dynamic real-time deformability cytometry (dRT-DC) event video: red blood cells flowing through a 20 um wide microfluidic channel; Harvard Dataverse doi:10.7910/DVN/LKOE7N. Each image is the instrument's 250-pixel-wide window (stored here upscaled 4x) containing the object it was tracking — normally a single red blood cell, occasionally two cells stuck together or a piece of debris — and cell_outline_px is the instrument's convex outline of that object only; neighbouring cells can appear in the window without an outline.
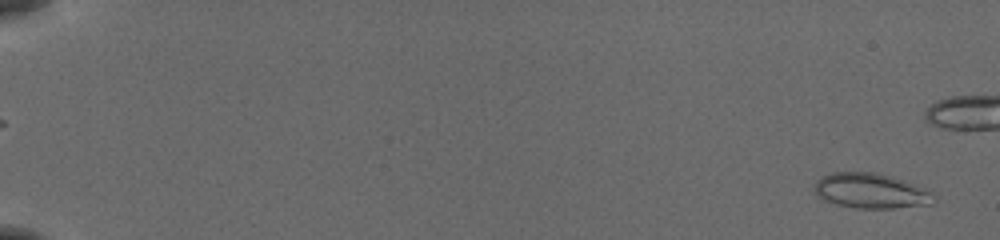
{"species": "common noctule bat (a hibernating species)", "species_latin": "Nyctalus noctula", "temperature_condition": "cold", "stored_images_in_passage": 45, "camera_frame_rate_fps": 3000, "um_per_image_px": 0.085, "animal": {"sex": "female", "body_mass_g": 19.5, "forearm_length_mm": 54.1}, "frame": {"image": 1, "passage_image": 1, "time_ms": 0.0, "image_size_px": [1000, 240], "cell_outline_px": [[936, 200], [928, 204], [892, 208], [856, 208], [836, 204], [824, 200], [816, 192], [816, 184], [824, 176], [832, 172], [876, 172], [924, 188]], "centroid_in_image_um": [74.0, 16.23], "position_along_channel_um": 11.0, "area_um2": 23.58}}
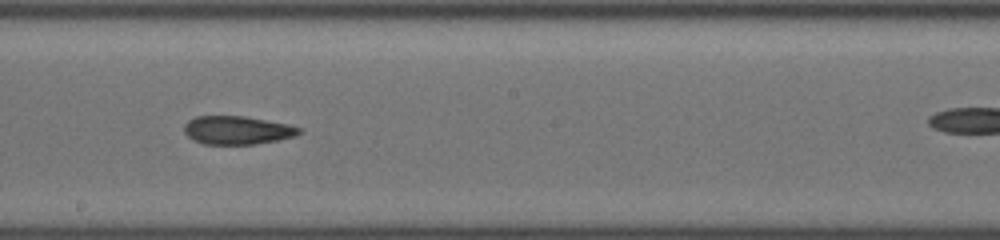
{"frame": {"image": 2, "passage_image": 32, "time_ms": 10.333, "image_size_px": [1000, 240], "cell_outline_px": [[300, 132], [296, 136], [256, 144], [204, 144], [188, 136], [184, 132], [184, 124], [188, 120], [196, 116], [244, 116], [288, 124], [300, 128]], "centroid_in_image_um": [20.15, 11.06], "position_along_channel_um": 228.1, "area_um2": 18.84}}
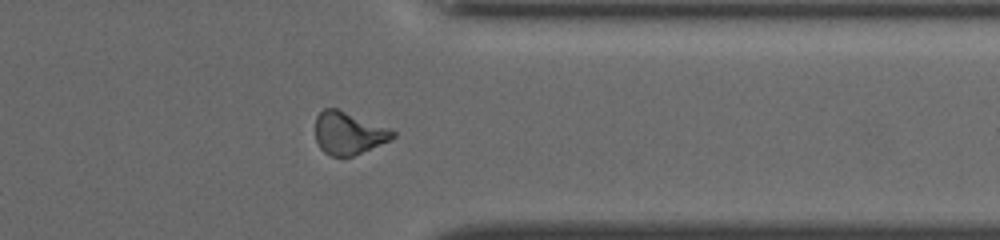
{"frame": {"image": 3, "passage_image": 44, "time_ms": 14.333, "image_size_px": [1000, 240], "cell_outline_px": [[396, 136], [392, 140], [352, 156], [332, 156], [324, 152], [320, 148], [316, 140], [316, 116], [324, 108], [336, 108], [396, 132]], "centroid_in_image_um": [29.61, 11.33], "position_along_channel_um": 381.8, "area_um2": 18.84}}